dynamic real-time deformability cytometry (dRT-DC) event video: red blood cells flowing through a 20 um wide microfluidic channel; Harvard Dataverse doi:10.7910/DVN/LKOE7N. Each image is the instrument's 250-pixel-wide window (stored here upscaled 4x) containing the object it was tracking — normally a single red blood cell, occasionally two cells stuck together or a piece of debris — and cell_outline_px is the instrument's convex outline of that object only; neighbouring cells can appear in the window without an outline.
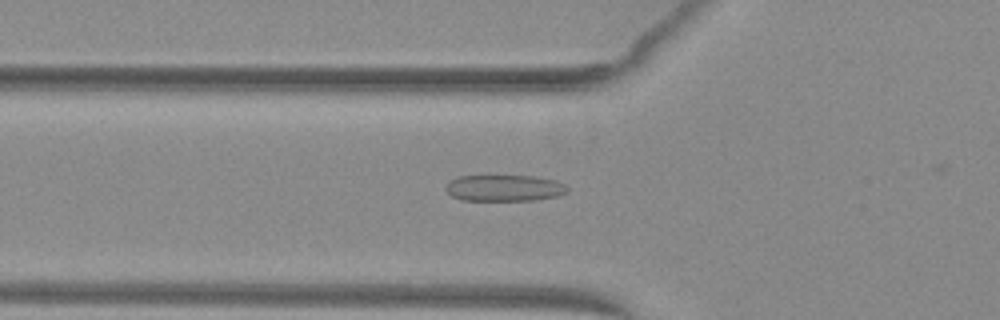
{"species": "common noctule bat (a hibernating species)", "species_latin": "Nyctalus noctula", "temperature_condition": "warm", "stored_images_in_passage": 48, "camera_frame_rate_fps": 3000, "um_per_image_px": 0.085, "animal": {"sex": "female", "body_mass_g": 29.2, "forearm_length_mm": 56.3}, "frame": {"image": 1, "passage_image": 19, "time_ms": 6.0, "image_size_px": [1000, 320], "cell_outline_px": [[568, 192], [556, 196], [532, 200], [460, 200], [452, 196], [444, 188], [448, 180], [456, 176], [536, 176], [556, 180], [564, 184], [568, 188]], "centroid_in_image_um": [42.83, 15.97], "position_along_channel_um": 83.0, "area_um2": 18.79}}
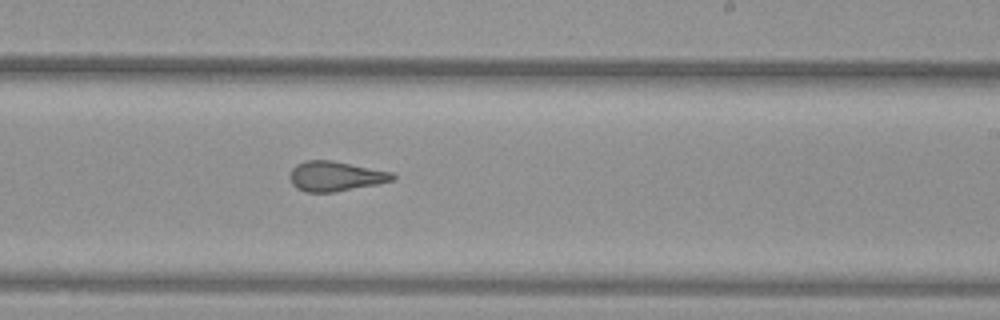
{"frame": {"image": 2, "passage_image": 32, "time_ms": 10.333, "image_size_px": [1000, 320], "cell_outline_px": [[396, 176], [392, 180], [376, 184], [336, 192], [304, 192], [296, 188], [292, 184], [288, 176], [292, 168], [296, 164], [304, 160], [332, 160], [392, 172]], "centroid_in_image_um": [28.45, 14.97], "position_along_channel_um": 260.5, "area_um2": 17.98}}
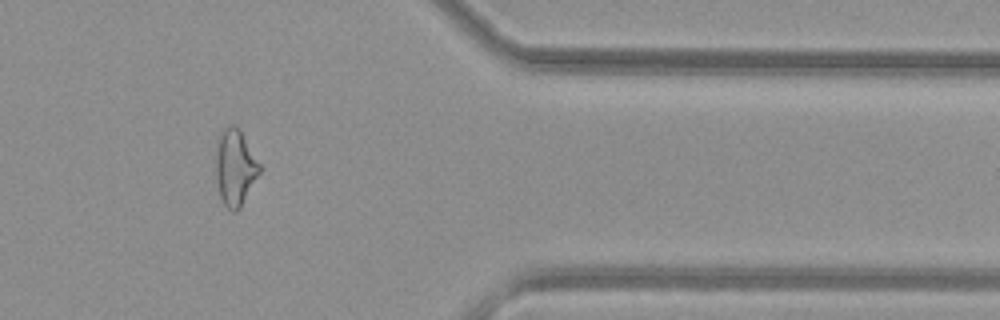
{"frame": {"image": 3, "passage_image": 43, "time_ms": 14.0, "image_size_px": [1000, 320], "cell_outline_px": [[260, 172], [240, 208], [236, 212], [232, 212], [224, 204], [220, 196], [216, 176], [216, 160], [220, 132], [224, 128], [232, 124], [236, 124], [260, 164]], "centroid_in_image_um": [19.98, 14.25], "position_along_channel_um": 391.4, "area_um2": 19.02}}